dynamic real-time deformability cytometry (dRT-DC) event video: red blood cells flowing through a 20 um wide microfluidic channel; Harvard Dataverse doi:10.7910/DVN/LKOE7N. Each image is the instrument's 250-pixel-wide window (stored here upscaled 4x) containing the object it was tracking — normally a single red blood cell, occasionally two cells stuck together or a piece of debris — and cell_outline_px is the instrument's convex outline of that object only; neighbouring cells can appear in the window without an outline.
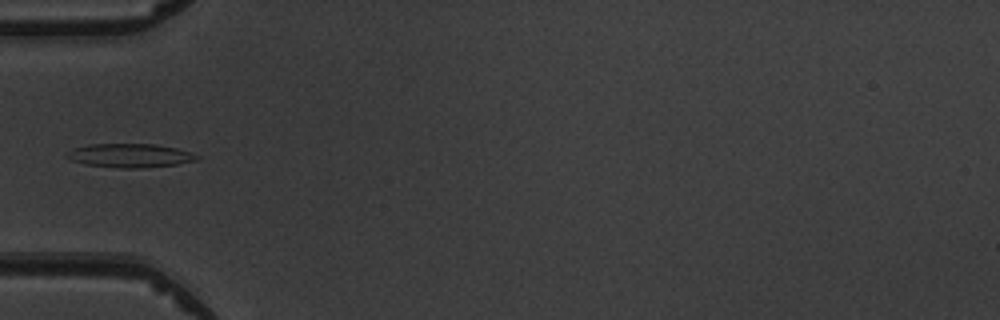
{"species": "common noctule bat (a hibernating species)", "species_latin": "Nyctalus noctula", "temperature_condition": "warm", "stored_images_in_passage": 6, "camera_frame_rate_fps": 3000, "um_per_image_px": 0.085, "animal": {"sex": "male", "body_mass_g": 19.5, "forearm_length_mm": 54.6}, "frame": {"image": 1, "passage_image": 6, "time_ms": 5.667, "image_size_px": [1000, 320], "cell_outline_px": [[200, 156], [196, 160], [176, 164], [140, 168], [120, 168], [84, 164], [72, 160], [64, 156], [64, 152], [88, 144], [156, 144], [176, 148]], "centroid_in_image_um": [10.99, 13.22], "position_along_channel_um": 74.0, "area_um2": 17.92}}